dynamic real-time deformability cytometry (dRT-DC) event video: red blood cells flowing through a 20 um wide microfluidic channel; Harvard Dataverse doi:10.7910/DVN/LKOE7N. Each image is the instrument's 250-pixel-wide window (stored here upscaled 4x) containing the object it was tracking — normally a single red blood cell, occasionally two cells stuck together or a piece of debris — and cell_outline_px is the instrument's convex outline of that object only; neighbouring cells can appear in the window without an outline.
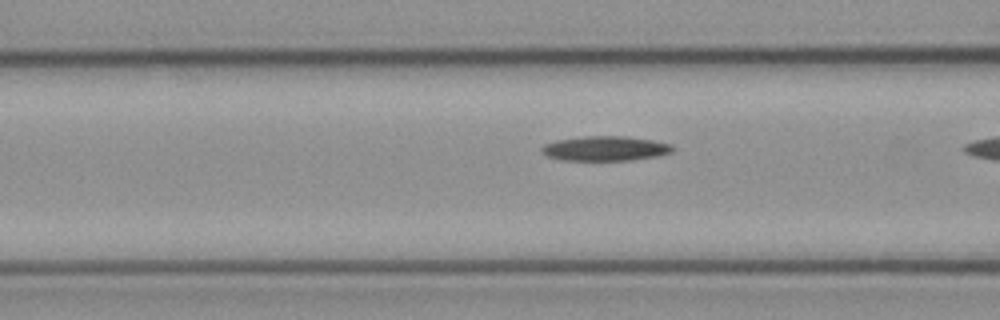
{"species": "common noctule bat (a hibernating species)", "species_latin": "Nyctalus noctula", "temperature_condition": "cold", "stored_images_in_passage": 19, "camera_frame_rate_fps": 3000, "um_per_image_px": 0.085, "animal": {"sex": "female", "body_mass_g": 21.9}, "frame": {"image": 1, "passage_image": 18, "time_ms": 5.667, "image_size_px": [1000, 320], "cell_outline_px": [[676, 148], [672, 152], [660, 156], [632, 160], [560, 160], [548, 156], [540, 152], [540, 148], [544, 144], [556, 140], [584, 136], [628, 136], [652, 140], [672, 144]], "centroid_in_image_um": [51.47, 12.62], "position_along_channel_um": 115.1, "area_um2": 19.13}}